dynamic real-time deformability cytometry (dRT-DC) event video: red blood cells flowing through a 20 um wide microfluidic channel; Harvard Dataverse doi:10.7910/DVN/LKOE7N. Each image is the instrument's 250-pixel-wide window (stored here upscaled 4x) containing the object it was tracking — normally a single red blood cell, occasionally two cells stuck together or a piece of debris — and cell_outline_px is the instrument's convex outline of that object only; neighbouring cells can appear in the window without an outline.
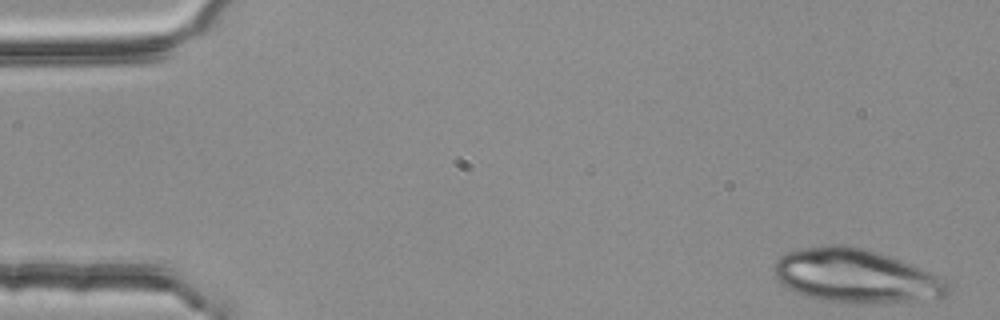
{"species": "common noctule bat (a hibernating species)", "species_latin": "Nyctalus noctula", "temperature_condition": "room temperature", "stored_images_in_passage": 5, "camera_frame_rate_fps": 3000, "um_per_image_px": 0.085, "animal": {"sex": "female", "body_mass_g": 25.1}, "frame": {"image": 1, "passage_image": 1, "time_ms": 0.0, "image_size_px": [1000, 320], "cell_outline_px": [[952, 292], [948, 296], [920, 300], [872, 304], [856, 304], [820, 300], [796, 292], [788, 288], [776, 276], [776, 260], [780, 256], [788, 252], [804, 248], [828, 244], [844, 244], [864, 248], [900, 260], [940, 276], [948, 280], [952, 288]], "centroid_in_image_um": [72.82, 23.47], "position_along_channel_um": 12.2, "area_um2": 54.51}}